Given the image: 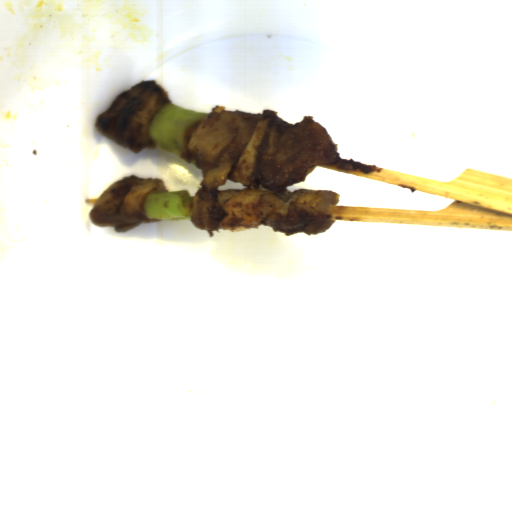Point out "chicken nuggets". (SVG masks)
<instances>
[{
	"label": "chicken nuggets",
	"mask_w": 512,
	"mask_h": 512,
	"mask_svg": "<svg viewBox=\"0 0 512 512\" xmlns=\"http://www.w3.org/2000/svg\"><path fill=\"white\" fill-rule=\"evenodd\" d=\"M171 102L156 80H142L118 94L112 105L95 117L96 130L136 155L152 142L148 125Z\"/></svg>",
	"instance_id": "2"
},
{
	"label": "chicken nuggets",
	"mask_w": 512,
	"mask_h": 512,
	"mask_svg": "<svg viewBox=\"0 0 512 512\" xmlns=\"http://www.w3.org/2000/svg\"><path fill=\"white\" fill-rule=\"evenodd\" d=\"M156 192H166L160 178L126 176L101 192L88 217L94 226L114 228L118 233L135 229L143 222H158L161 219L147 218L142 210L148 195Z\"/></svg>",
	"instance_id": "3"
},
{
	"label": "chicken nuggets",
	"mask_w": 512,
	"mask_h": 512,
	"mask_svg": "<svg viewBox=\"0 0 512 512\" xmlns=\"http://www.w3.org/2000/svg\"><path fill=\"white\" fill-rule=\"evenodd\" d=\"M187 150L202 170L190 219L208 237L220 228L236 232L259 225L286 236L319 235L335 222L327 210L341 195L287 189L340 159L338 144L311 115L291 124L278 111L247 113L217 104L191 132ZM227 179L246 188L219 191Z\"/></svg>",
	"instance_id": "1"
}]
</instances>
